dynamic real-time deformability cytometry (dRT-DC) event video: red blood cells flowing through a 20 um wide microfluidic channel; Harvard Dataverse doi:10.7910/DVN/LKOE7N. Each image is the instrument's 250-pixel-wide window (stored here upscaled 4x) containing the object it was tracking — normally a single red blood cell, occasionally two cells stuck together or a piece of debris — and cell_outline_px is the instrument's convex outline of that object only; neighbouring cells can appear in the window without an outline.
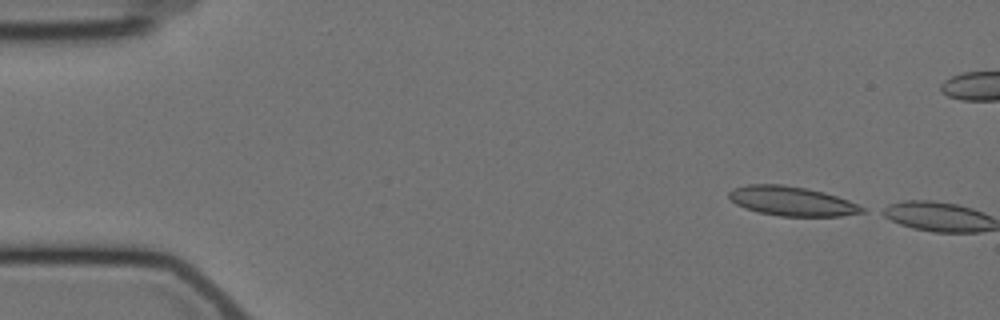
{"species": "Egyptian fruit bat (a non-hibernating species)", "species_latin": "Rousettus aegyptiacus", "temperature_condition": "cold", "stored_images_in_passage": 2, "camera_frame_rate_fps": 3000, "um_per_image_px": 0.085, "animal": {"sex": "female"}, "frame": {"image": 1, "passage_image": 1, "time_ms": 0.0, "image_size_px": [1000, 320], "cell_outline_px": [[864, 212], [840, 216], [780, 216], [760, 212], [744, 208], [736, 204], [728, 196], [728, 192], [732, 188], [748, 184], [780, 184], [808, 188], [824, 192], [848, 200], [864, 208]], "centroid_in_image_um": [67.26, 17.08], "position_along_channel_um": 17.7, "area_um2": 22.72}}